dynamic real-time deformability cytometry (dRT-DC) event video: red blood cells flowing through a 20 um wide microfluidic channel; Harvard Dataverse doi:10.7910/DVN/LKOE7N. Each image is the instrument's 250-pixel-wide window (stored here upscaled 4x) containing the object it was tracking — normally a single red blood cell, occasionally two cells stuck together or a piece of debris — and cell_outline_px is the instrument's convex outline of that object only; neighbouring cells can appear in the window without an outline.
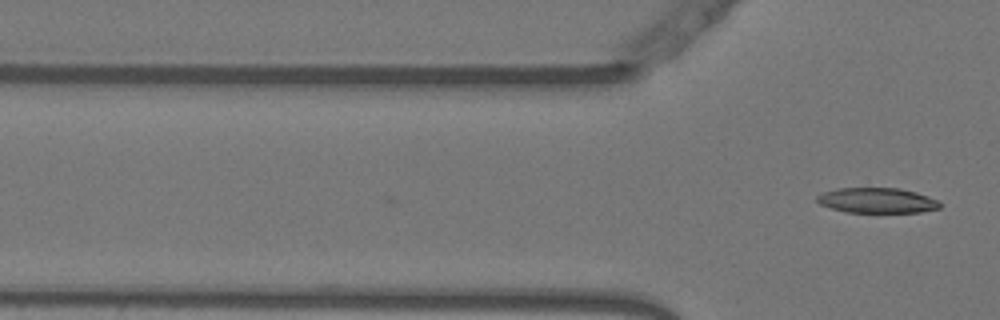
{"species": "Egyptian fruit bat (a non-hibernating species)", "species_latin": "Rousettus aegyptiacus", "temperature_condition": "warm", "stored_images_in_passage": 5, "camera_frame_rate_fps": 3000, "um_per_image_px": 0.085, "animal": {"sex": "female"}, "frame": {"image": 1, "passage_image": 5, "time_ms": 1.333, "image_size_px": [1000, 320], "cell_outline_px": [[940, 208], [920, 212], [848, 212], [832, 208], [820, 204], [816, 200], [816, 196], [824, 192], [836, 188], [900, 188], [916, 192], [928, 196], [936, 200], [940, 204]], "centroid_in_image_um": [74.54, 17.03], "position_along_channel_um": 51.3, "area_um2": 17.92}}